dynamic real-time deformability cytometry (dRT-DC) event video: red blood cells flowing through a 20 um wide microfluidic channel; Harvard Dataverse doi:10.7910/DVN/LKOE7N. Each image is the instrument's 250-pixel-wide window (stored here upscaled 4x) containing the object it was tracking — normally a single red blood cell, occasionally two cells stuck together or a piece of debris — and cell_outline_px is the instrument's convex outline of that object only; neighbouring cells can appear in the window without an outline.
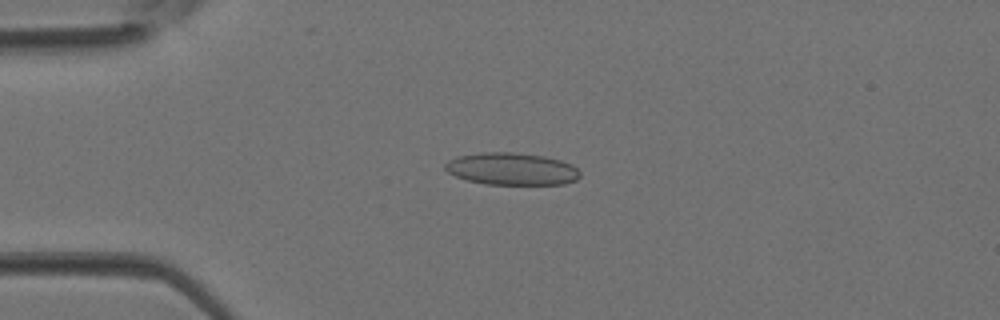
{"species": "Egyptian fruit bat (a non-hibernating species)", "species_latin": "Rousettus aegyptiacus", "temperature_condition": "room temperature", "stored_images_in_passage": 3, "camera_frame_rate_fps": 3000, "um_per_image_px": 0.085, "animal": {"sex": "female"}, "frame": {"image": 1, "passage_image": 3, "time_ms": 0.667, "image_size_px": [1000, 320], "cell_outline_px": [[580, 176], [576, 180], [564, 184], [484, 184], [468, 180], [456, 176], [448, 172], [444, 168], [444, 164], [448, 160], [456, 156], [484, 152], [512, 152], [544, 156], [560, 160], [572, 164], [580, 172]], "centroid_in_image_um": [43.48, 14.35], "position_along_channel_um": 41.5, "area_um2": 25.37}}